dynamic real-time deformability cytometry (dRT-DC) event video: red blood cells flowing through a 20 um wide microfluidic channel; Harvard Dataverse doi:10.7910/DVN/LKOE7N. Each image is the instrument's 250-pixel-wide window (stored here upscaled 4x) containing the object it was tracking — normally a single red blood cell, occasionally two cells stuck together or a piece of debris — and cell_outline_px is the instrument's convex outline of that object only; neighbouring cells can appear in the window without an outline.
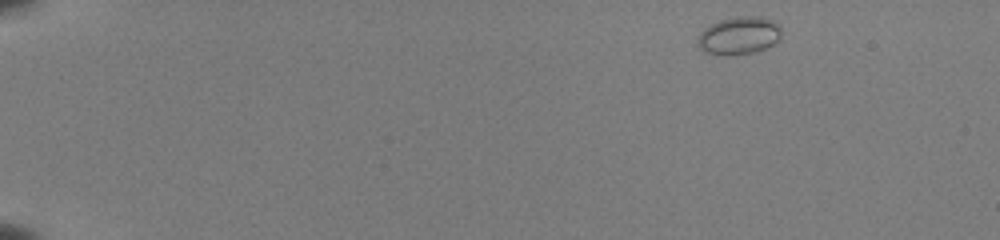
{"species": "common noctule bat (a hibernating species)", "species_latin": "Nyctalus noctula", "temperature_condition": "room temperature", "stored_images_in_passage": 47, "camera_frame_rate_fps": 3000, "um_per_image_px": 0.085, "animal": {"sex": "female", "body_mass_g": 22.0, "forearm_length_mm": 56.7}, "frame": {"image": 1, "passage_image": 1, "time_ms": 0.0, "image_size_px": [1000, 240], "cell_outline_px": [[780, 36], [772, 44], [764, 48], [752, 52], [728, 56], [724, 56], [704, 52], [696, 44], [700, 32], [704, 28], [720, 20], [736, 16], [760, 16], [772, 20], [780, 24]], "centroid_in_image_um": [62.78, 3.02], "position_along_channel_um": 22.2, "area_um2": 18.44}}
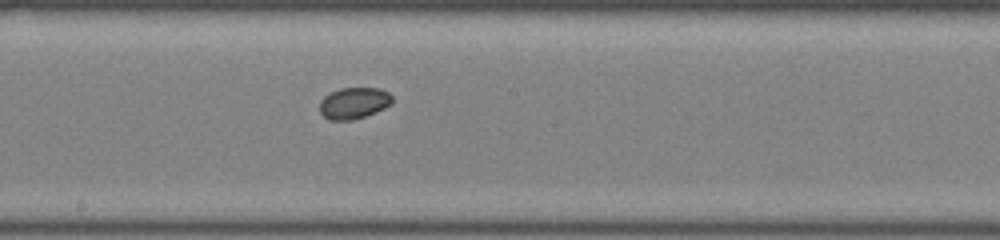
{"frame": {"image": 2, "passage_image": 26, "time_ms": 8.333, "image_size_px": [1000, 240], "cell_outline_px": [[392, 104], [384, 108], [364, 116], [352, 120], [328, 120], [320, 112], [320, 100], [324, 96], [340, 88], [380, 88], [388, 92], [392, 96]], "centroid_in_image_um": [30.07, 8.76], "position_along_channel_um": 218.1, "area_um2": 13.24}}
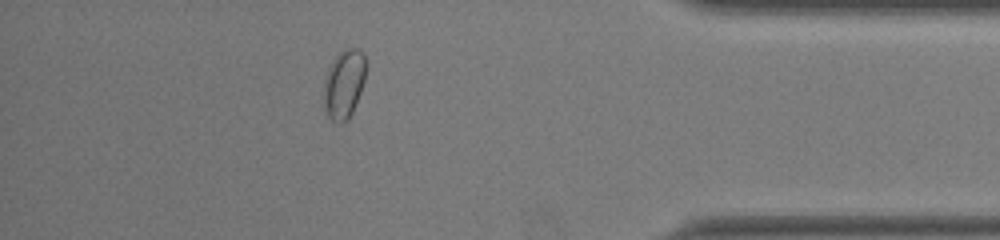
{"frame": {"image": 3, "passage_image": 42, "time_ms": 13.667, "image_size_px": [1000, 240], "cell_outline_px": [[364, 80], [360, 92], [352, 112], [348, 120], [344, 124], [340, 124], [332, 120], [328, 116], [324, 108], [324, 80], [328, 68], [332, 60], [340, 52], [348, 48], [360, 48], [364, 52]], "centroid_in_image_um": [29.22, 7.15], "position_along_channel_um": 406.0, "area_um2": 16.82}}